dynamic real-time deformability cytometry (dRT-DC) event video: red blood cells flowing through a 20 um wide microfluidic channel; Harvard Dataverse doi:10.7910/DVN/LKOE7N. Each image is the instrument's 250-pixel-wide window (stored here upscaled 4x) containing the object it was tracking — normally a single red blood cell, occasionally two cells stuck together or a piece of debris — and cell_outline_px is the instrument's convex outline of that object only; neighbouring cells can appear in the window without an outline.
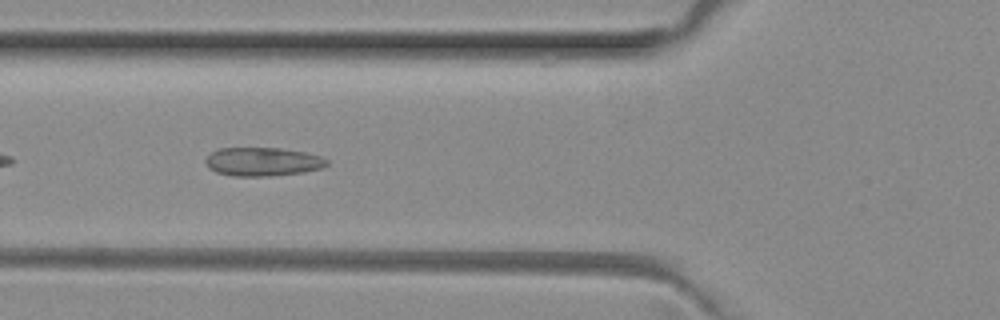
{"species": "common noctule bat (a hibernating species)", "species_latin": "Nyctalus noctula", "temperature_condition": "room temperature", "stored_images_in_passage": 6, "camera_frame_rate_fps": 3000, "um_per_image_px": 0.085, "animal": {"sex": "female", "body_mass_g": 29.2, "forearm_length_mm": 56.3}, "frame": {"image": 1, "passage_image": 4, "time_ms": 1.0, "image_size_px": [1000, 320], "cell_outline_px": [[328, 164], [324, 168], [304, 172], [272, 176], [232, 176], [216, 172], [208, 168], [204, 160], [212, 152], [220, 148], [280, 148], [304, 152], [320, 156], [328, 160]], "centroid_in_image_um": [22.33, 13.75], "position_along_channel_um": 103.5, "area_um2": 20.35}}
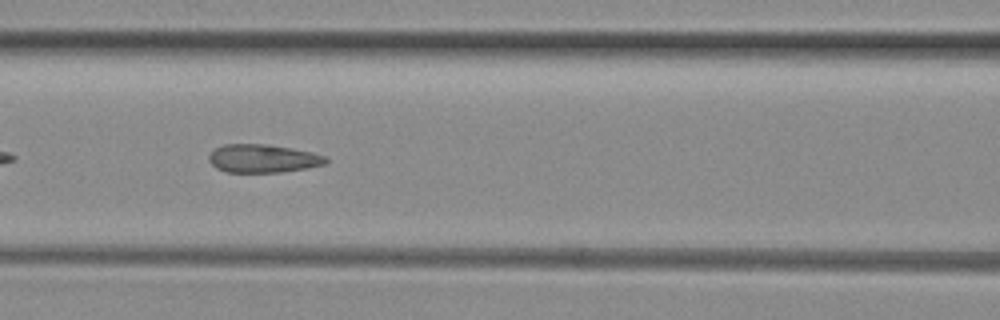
{"frame": {"image": 2, "passage_image": 5, "time_ms": 1.333, "image_size_px": [1000, 320], "cell_outline_px": [[328, 160], [324, 164], [308, 168], [280, 172], [224, 172], [216, 168], [208, 160], [208, 156], [216, 148], [224, 144], [268, 144], [292, 148], [324, 156]], "centroid_in_image_um": [22.3, 13.47], "position_along_channel_um": 144.3, "area_um2": 19.13}}
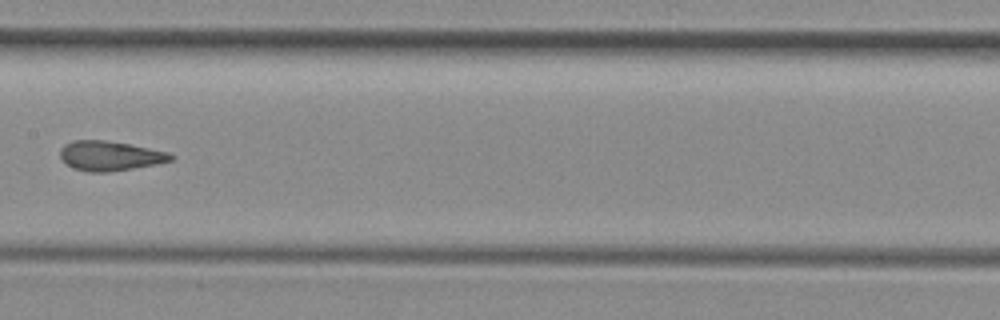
{"frame": {"image": 3, "passage_image": 6, "time_ms": 1.667, "image_size_px": [1000, 320], "cell_outline_px": [[176, 156], [172, 160], [156, 164], [108, 172], [88, 172], [76, 168], [68, 164], [60, 156], [60, 148], [64, 144], [72, 140], [104, 140], [128, 144], [168, 152]], "centroid_in_image_um": [9.34, 13.24], "position_along_channel_um": 198.1, "area_um2": 18.9}}